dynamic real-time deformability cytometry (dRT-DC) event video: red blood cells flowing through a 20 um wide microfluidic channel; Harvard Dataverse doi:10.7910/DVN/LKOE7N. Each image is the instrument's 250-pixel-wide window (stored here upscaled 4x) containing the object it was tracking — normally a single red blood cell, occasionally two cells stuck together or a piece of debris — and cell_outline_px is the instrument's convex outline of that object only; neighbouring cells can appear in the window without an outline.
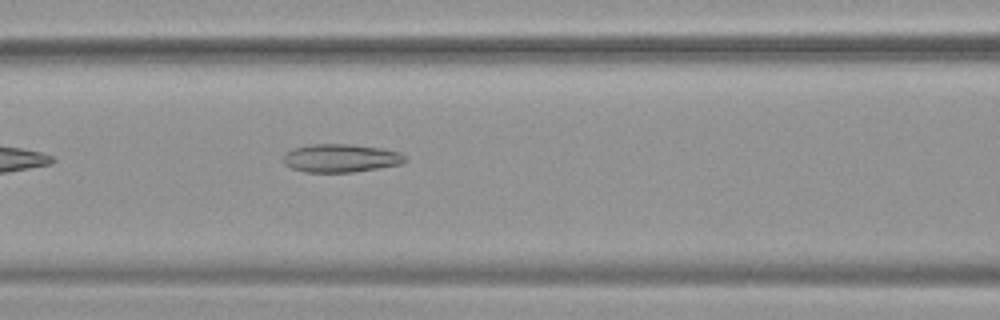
{"species": "common noctule bat (a hibernating species)", "species_latin": "Nyctalus noctula", "temperature_condition": "warm", "stored_images_in_passage": 12, "camera_frame_rate_fps": 3000, "um_per_image_px": 0.085, "animal": {"sex": "female", "body_mass_g": 19.9}, "frame": {"image": 1, "passage_image": 6, "time_ms": 1.667, "image_size_px": [1000, 320], "cell_outline_px": [[408, 160], [400, 164], [352, 172], [304, 172], [292, 168], [284, 164], [284, 152], [292, 148], [312, 144], [348, 144], [380, 148], [400, 152], [408, 156]], "centroid_in_image_um": [28.96, 13.43], "position_along_channel_um": 137.6, "area_um2": 20.06}}
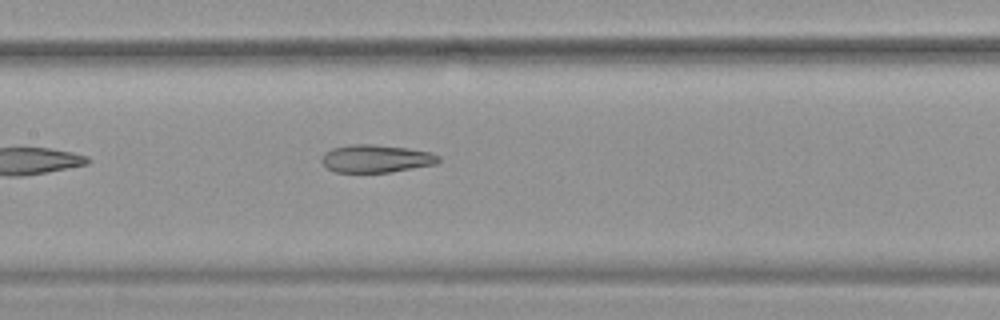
{"frame": {"image": 2, "passage_image": 9, "time_ms": 2.667, "image_size_px": [1000, 320], "cell_outline_px": [[440, 160], [436, 164], [392, 172], [336, 172], [328, 168], [320, 160], [320, 156], [324, 152], [332, 148], [348, 144], [372, 144], [408, 148], [432, 152], [440, 156]], "centroid_in_image_um": [31.96, 13.47], "position_along_channel_um": 175.4, "area_um2": 19.13}}